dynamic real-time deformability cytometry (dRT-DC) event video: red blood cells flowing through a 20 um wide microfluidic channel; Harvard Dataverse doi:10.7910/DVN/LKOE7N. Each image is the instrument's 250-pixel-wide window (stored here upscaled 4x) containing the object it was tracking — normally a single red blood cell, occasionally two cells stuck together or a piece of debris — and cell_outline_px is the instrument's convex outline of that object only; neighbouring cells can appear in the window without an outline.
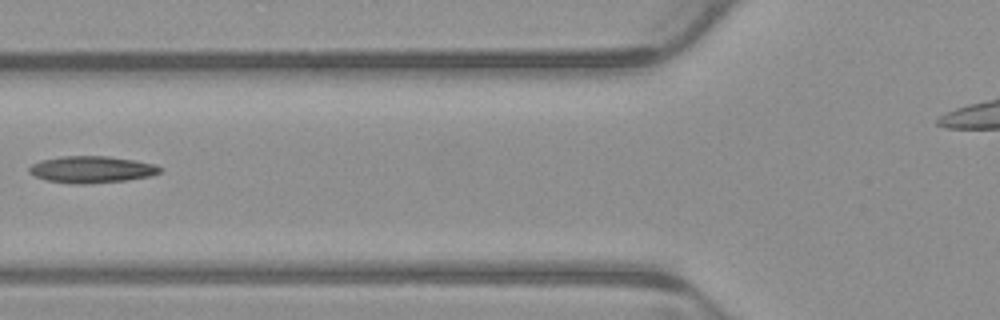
{"species": "common noctule bat (a hibernating species)", "species_latin": "Nyctalus noctula", "temperature_condition": "warm", "stored_images_in_passage": 5, "camera_frame_rate_fps": 3000, "um_per_image_px": 0.085, "animal": {"sex": "male", "body_mass_g": 23.1, "forearm_length_mm": 52.7}, "frame": {"image": 1, "passage_image": 5, "time_ms": 1.333, "image_size_px": [1000, 320], "cell_outline_px": [[164, 168], [160, 172], [152, 176], [124, 180], [88, 184], [76, 184], [48, 180], [36, 176], [28, 172], [28, 168], [32, 164], [40, 160], [60, 156], [108, 156], [136, 160], [156, 164]], "centroid_in_image_um": [7.82, 14.39], "position_along_channel_um": 118.0, "area_um2": 20.52}}